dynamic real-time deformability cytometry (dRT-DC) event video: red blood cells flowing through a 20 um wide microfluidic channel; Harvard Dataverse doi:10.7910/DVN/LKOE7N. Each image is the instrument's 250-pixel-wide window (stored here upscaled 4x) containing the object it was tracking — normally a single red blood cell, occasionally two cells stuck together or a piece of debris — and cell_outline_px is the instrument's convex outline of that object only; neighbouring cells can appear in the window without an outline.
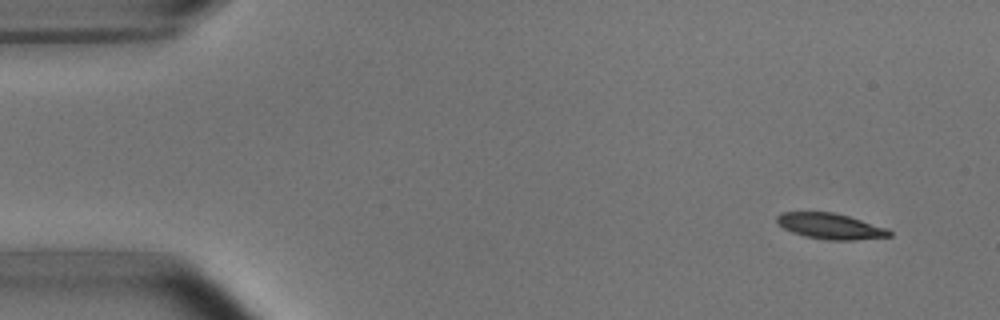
{"species": "common noctule bat (a hibernating species)", "species_latin": "Nyctalus noctula", "temperature_condition": "room temperature", "stored_images_in_passage": 4, "camera_frame_rate_fps": 3000, "um_per_image_px": 0.085, "animal": {"sex": "male", "body_mass_g": 15.6}, "frame": {"image": 1, "passage_image": 1, "time_ms": 0.0, "image_size_px": [1000, 320], "cell_outline_px": [[892, 236], [856, 240], [828, 240], [804, 236], [792, 232], [784, 228], [776, 220], [776, 216], [780, 212], [832, 212], [848, 216], [888, 228], [892, 232]], "centroid_in_image_um": [70.6, 19.23], "position_along_channel_um": 14.4, "area_um2": 16.88}}
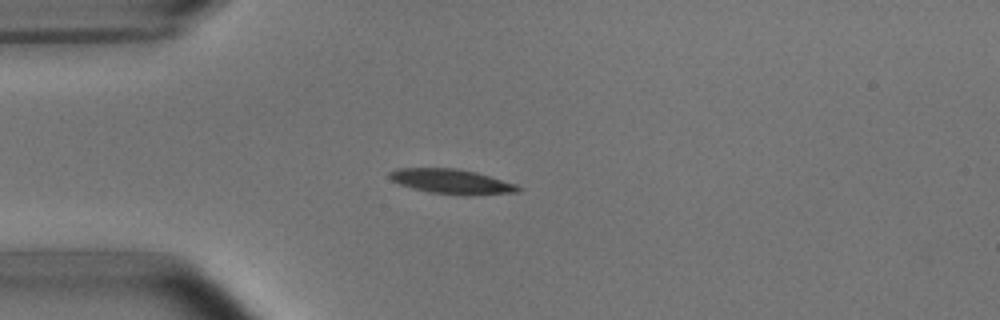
{"frame": {"image": 2, "passage_image": 4, "time_ms": 3.333, "image_size_px": [1000, 320], "cell_outline_px": [[520, 192], [468, 196], [464, 196], [428, 192], [412, 188], [400, 184], [392, 180], [388, 176], [388, 172], [396, 168], [456, 168], [476, 172], [516, 184], [520, 188]], "centroid_in_image_um": [38.38, 15.44], "position_along_channel_um": 46.6, "area_um2": 18.73}}